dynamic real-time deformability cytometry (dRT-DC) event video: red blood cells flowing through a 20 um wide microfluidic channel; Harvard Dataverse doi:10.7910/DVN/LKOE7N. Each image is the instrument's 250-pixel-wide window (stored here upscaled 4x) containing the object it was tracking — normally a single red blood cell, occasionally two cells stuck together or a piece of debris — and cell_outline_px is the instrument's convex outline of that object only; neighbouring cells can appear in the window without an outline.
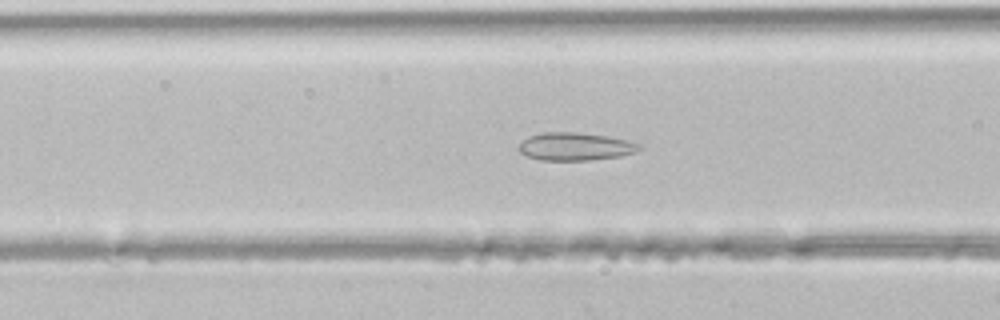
{"species": "common noctule bat (a hibernating species)", "species_latin": "Nyctalus noctula", "temperature_condition": "room temperature", "stored_images_in_passage": 33, "segment_of_instrument_passage": [1, 3], "camera_frame_rate_fps": 3000, "um_per_image_px": 0.085, "animal": {"sex": "male", "body_mass_g": 21.5, "forearm_length_mm": 52.0}, "frame": {"image": 1, "passage_image": 6, "time_ms": 1.667, "image_size_px": [1000, 320], "cell_outline_px": [[644, 148], [636, 152], [620, 156], [592, 160], [540, 160], [528, 156], [520, 152], [516, 148], [528, 136], [544, 132], [576, 132], [608, 136], [628, 140], [640, 144]], "centroid_in_image_um": [48.92, 12.45], "position_along_channel_um": 117.7, "area_um2": 19.71}}
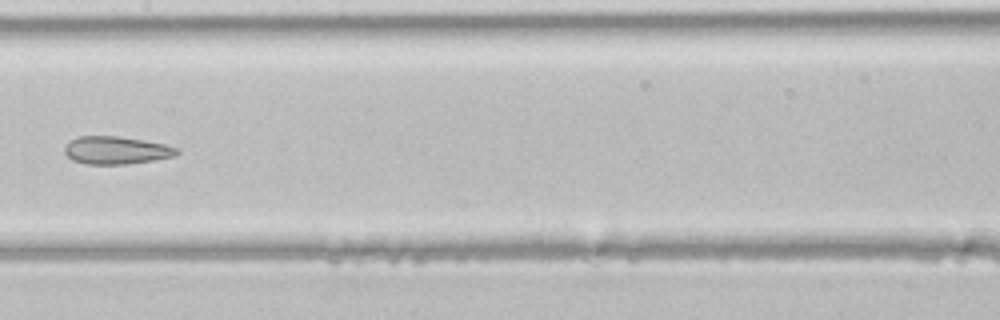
{"frame": {"image": 2, "passage_image": 11, "time_ms": 3.333, "image_size_px": [1000, 320], "cell_outline_px": [[180, 152], [172, 156], [152, 160], [124, 164], [88, 164], [72, 160], [64, 152], [64, 148], [72, 140], [80, 136], [116, 136], [144, 140], [164, 144], [180, 148]], "centroid_in_image_um": [9.89, 12.77], "position_along_channel_um": 197.5, "area_um2": 17.92}}
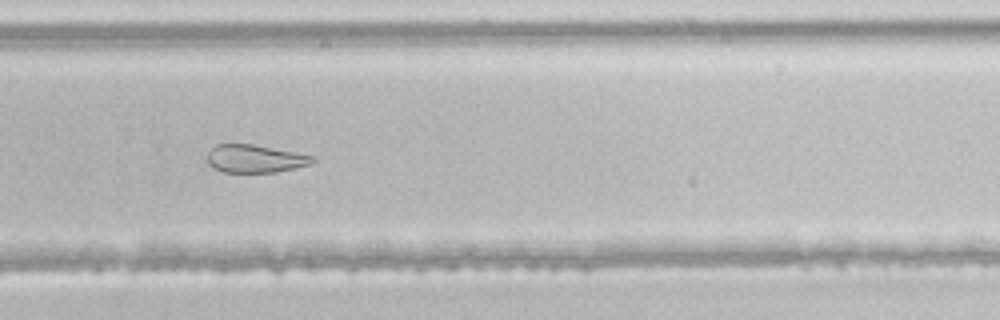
{"frame": {"image": 3, "passage_image": 18, "time_ms": 5.667, "image_size_px": [1000, 320], "cell_outline_px": [[316, 160], [312, 164], [296, 168], [276, 172], [224, 172], [208, 164], [208, 152], [216, 144], [252, 144], [316, 156]], "centroid_in_image_um": [21.73, 13.49], "position_along_channel_um": 308.1, "area_um2": 17.11}}